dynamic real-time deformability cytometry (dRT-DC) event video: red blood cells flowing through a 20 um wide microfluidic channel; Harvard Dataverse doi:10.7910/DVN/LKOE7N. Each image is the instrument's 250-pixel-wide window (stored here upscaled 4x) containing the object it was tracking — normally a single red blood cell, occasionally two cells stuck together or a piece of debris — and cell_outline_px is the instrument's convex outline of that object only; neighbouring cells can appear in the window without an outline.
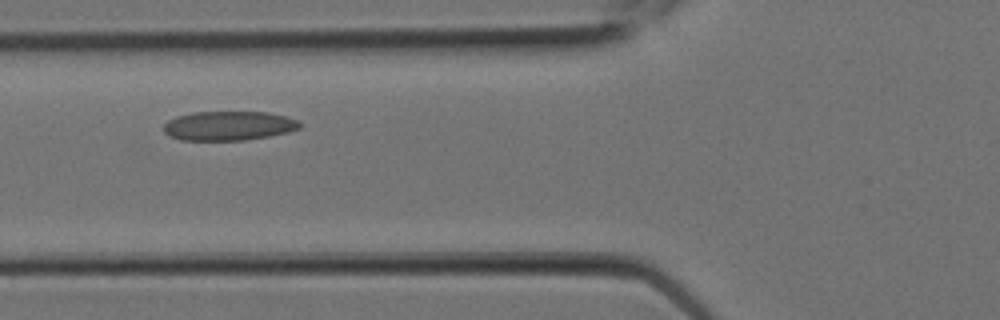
{"species": "Egyptian fruit bat (a non-hibernating species)", "species_latin": "Rousettus aegyptiacus", "temperature_condition": "room temperature", "stored_images_in_passage": 6, "camera_frame_rate_fps": 3000, "um_per_image_px": 0.085, "animal": {"sex": "female"}, "frame": {"image": 1, "passage_image": 5, "time_ms": 1.333, "image_size_px": [1000, 320], "cell_outline_px": [[300, 128], [288, 132], [268, 136], [244, 140], [180, 140], [168, 136], [164, 132], [164, 124], [168, 120], [176, 116], [192, 112], [268, 112], [284, 116], [296, 120], [300, 124]], "centroid_in_image_um": [19.38, 10.69], "position_along_channel_um": 106.4, "area_um2": 23.18}}